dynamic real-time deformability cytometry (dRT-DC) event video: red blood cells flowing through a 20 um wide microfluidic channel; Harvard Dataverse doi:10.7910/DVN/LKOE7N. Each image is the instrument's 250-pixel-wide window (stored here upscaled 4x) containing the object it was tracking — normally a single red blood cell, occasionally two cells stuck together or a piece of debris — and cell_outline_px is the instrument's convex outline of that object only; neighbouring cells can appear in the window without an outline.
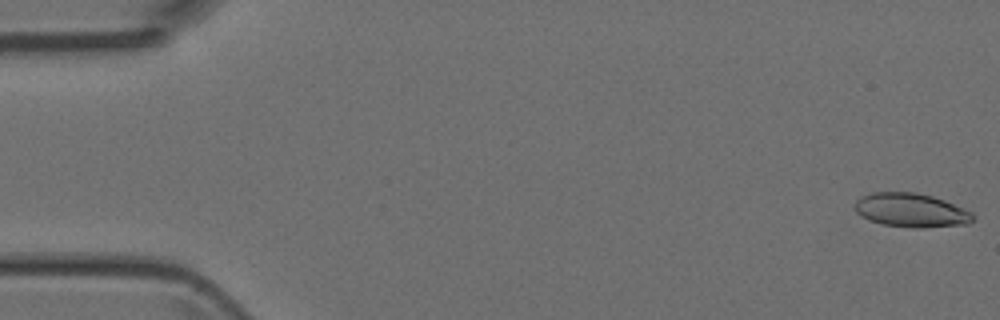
{"species": "Egyptian fruit bat (a non-hibernating species)", "species_latin": "Rousettus aegyptiacus", "temperature_condition": "room temperature", "stored_images_in_passage": 50, "camera_frame_rate_fps": 3000, "um_per_image_px": 0.085, "animal": {"sex": "female"}, "frame": {"image": 1, "passage_image": 1, "time_ms": 0.0, "image_size_px": [1000, 320], "cell_outline_px": [[976, 216], [968, 224], [924, 228], [912, 228], [884, 224], [868, 220], [860, 216], [856, 212], [856, 200], [860, 196], [872, 192], [916, 192], [932, 196], [944, 200], [964, 208], [972, 212]], "centroid_in_image_um": [77.45, 17.87], "position_along_channel_um": 7.5, "area_um2": 23.52}}
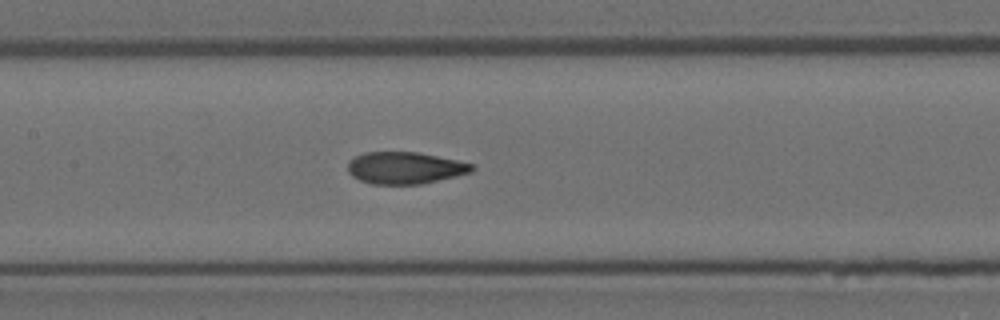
{"frame": {"image": 2, "passage_image": 23, "time_ms": 7.333, "image_size_px": [1000, 320], "cell_outline_px": [[476, 168], [472, 172], [456, 176], [420, 184], [372, 184], [360, 180], [352, 176], [348, 172], [348, 160], [364, 152], [416, 152], [456, 160], [472, 164]], "centroid_in_image_um": [34.4, 14.27], "position_along_channel_um": 173.0, "area_um2": 23.0}}
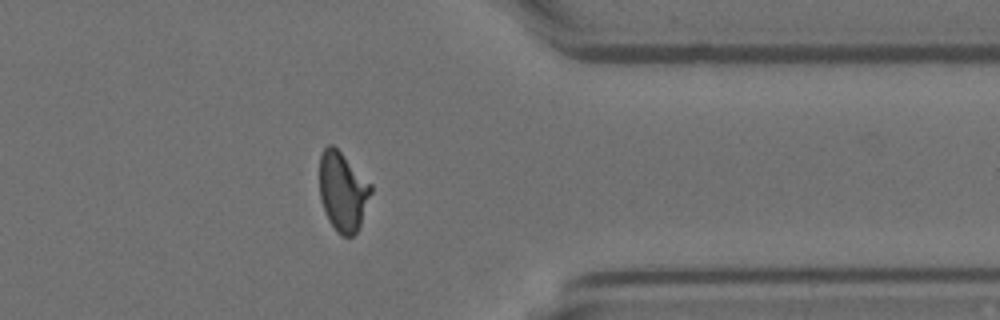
{"frame": {"image": 3, "passage_image": 39, "time_ms": 12.667, "image_size_px": [1000, 320], "cell_outline_px": [[372, 192], [360, 228], [352, 236], [344, 236], [336, 232], [328, 220], [320, 200], [320, 156], [324, 148], [328, 144], [332, 144], [372, 184]], "centroid_in_image_um": [29.15, 16.31], "position_along_channel_um": 382.3, "area_um2": 23.81}}